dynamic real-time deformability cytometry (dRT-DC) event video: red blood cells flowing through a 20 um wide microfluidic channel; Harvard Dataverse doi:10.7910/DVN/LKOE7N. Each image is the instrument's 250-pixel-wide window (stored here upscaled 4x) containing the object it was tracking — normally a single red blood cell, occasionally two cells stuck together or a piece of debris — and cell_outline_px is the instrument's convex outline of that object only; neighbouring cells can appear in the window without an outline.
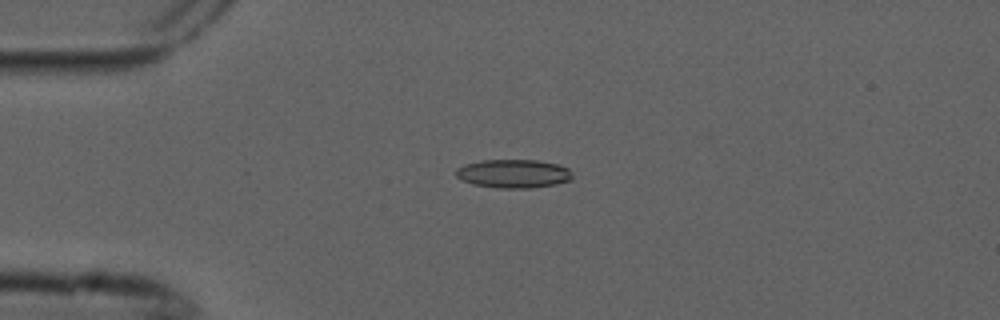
{"species": "common noctule bat (a hibernating species)", "species_latin": "Nyctalus noctula", "temperature_condition": "cold", "stored_images_in_passage": 10, "camera_frame_rate_fps": 3000, "um_per_image_px": 0.085, "animal": {"sex": "male", "forearm_length_mm": 52.5}, "frame": {"image": 1, "passage_image": 3, "time_ms": 0.667, "image_size_px": [1000, 320], "cell_outline_px": [[572, 180], [556, 184], [528, 188], [496, 188], [472, 184], [456, 176], [456, 168], [464, 164], [480, 160], [536, 160], [556, 164], [568, 168], [572, 176]], "centroid_in_image_um": [43.62, 14.76], "position_along_channel_um": 41.4, "area_um2": 19.36}}
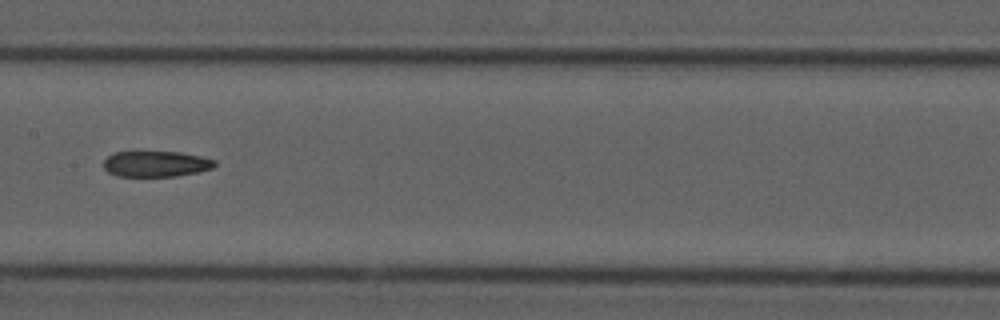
{"frame": {"image": 2, "passage_image": 7, "time_ms": 2.0, "image_size_px": [1000, 320], "cell_outline_px": [[216, 164], [212, 168], [200, 172], [176, 176], [116, 176], [108, 172], [104, 168], [104, 160], [112, 152], [180, 152], [200, 156], [216, 160]], "centroid_in_image_um": [13.26, 13.93], "position_along_channel_um": 194.1, "area_um2": 16.76}}
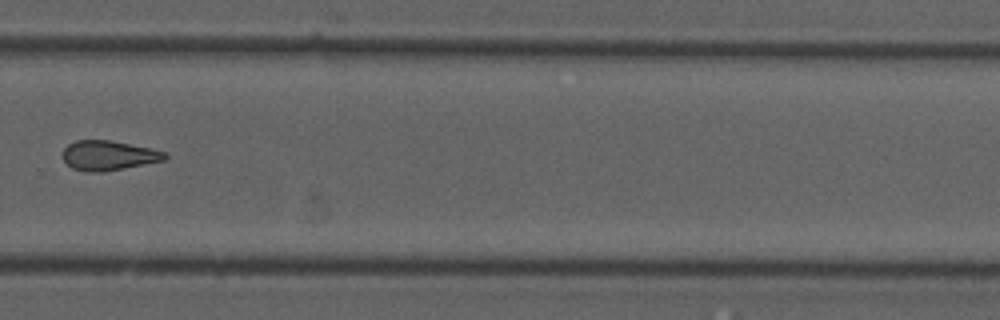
{"frame": {"image": 3, "passage_image": 10, "time_ms": 3.0, "image_size_px": [1000, 320], "cell_outline_px": [[168, 156], [164, 160], [100, 172], [84, 172], [72, 168], [64, 160], [64, 148], [68, 144], [76, 140], [108, 140], [152, 148], [168, 152]], "centroid_in_image_um": [9.23, 13.21], "position_along_channel_um": 320.6, "area_um2": 17.51}}